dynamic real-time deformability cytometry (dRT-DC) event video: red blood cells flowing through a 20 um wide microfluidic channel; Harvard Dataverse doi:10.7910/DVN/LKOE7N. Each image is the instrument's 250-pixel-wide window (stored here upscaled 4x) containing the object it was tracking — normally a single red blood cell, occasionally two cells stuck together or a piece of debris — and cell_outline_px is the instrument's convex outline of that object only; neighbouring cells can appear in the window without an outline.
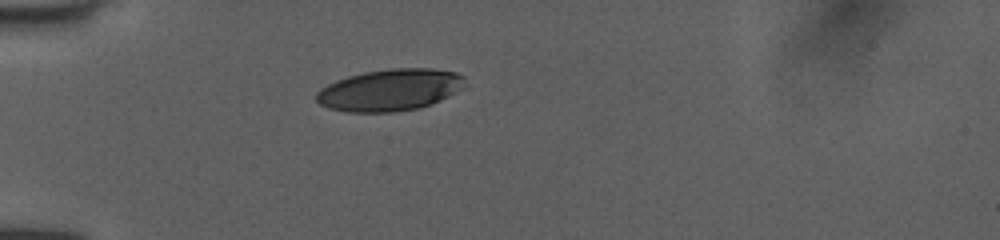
{"species": "human", "species_latin": "Homo sapiens", "temperature_condition": "room temperature", "stored_images_in_passage": 37, "camera_frame_rate_fps": 3000, "um_per_image_px": 0.085, "donor": {"sex": "female"}, "frame": {"image": 1, "passage_image": 1, "time_ms": 0.0, "image_size_px": [1000, 240], "cell_outline_px": [[464, 88], [432, 104], [420, 108], [392, 112], [348, 112], [328, 108], [320, 104], [316, 100], [316, 92], [320, 88], [336, 80], [348, 76], [364, 72], [392, 68], [432, 68], [456, 72], [464, 76]], "centroid_in_image_um": [33.15, 7.64], "position_along_channel_um": 51.9, "area_um2": 36.36}}
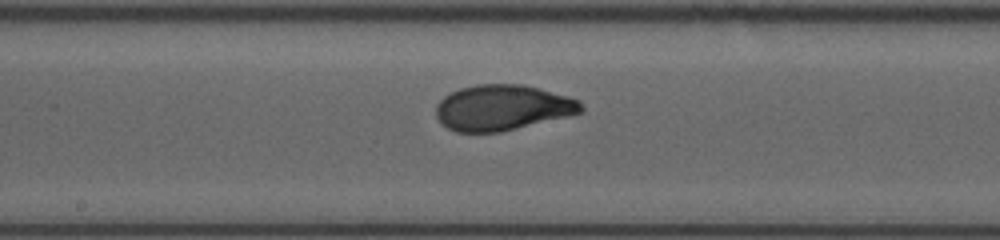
{"frame": {"image": 2, "passage_image": 14, "time_ms": 4.333, "image_size_px": [1000, 240], "cell_outline_px": [[584, 112], [568, 116], [500, 132], [456, 132], [448, 128], [436, 116], [436, 104], [444, 96], [460, 88], [476, 84], [520, 84], [540, 88], [568, 96], [580, 100], [584, 108]], "centroid_in_image_um": [42.73, 9.14], "position_along_channel_um": 205.5, "area_um2": 38.55}}
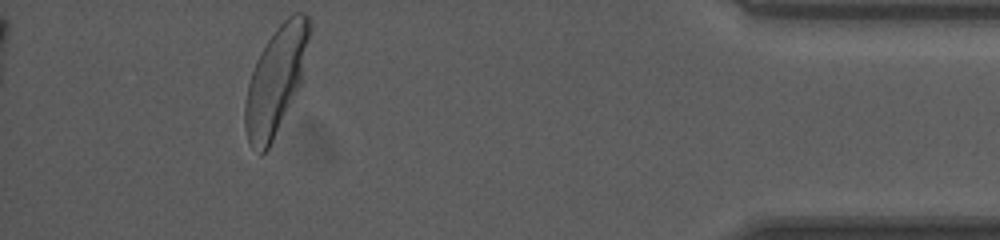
{"frame": {"image": 3, "passage_image": 33, "time_ms": 10.667, "image_size_px": [1000, 240], "cell_outline_px": [[312, 28], [300, 84], [268, 148], [260, 156], [248, 144], [244, 128], [244, 100], [248, 84], [256, 60], [260, 52], [276, 28], [292, 12], [304, 12], [308, 16]], "centroid_in_image_um": [23.43, 6.81], "position_along_channel_um": 411.8, "area_um2": 39.94}, "authors_computed_cell_mechanics": {"area_um2": 38.5526, "velocity_mm_per_s": 4.0221, "shape_relaxation_time_tau1_ms": 2.7466, "shape_relaxation_time_tau2_ms": null, "deformation_change_tau1": 0.1642, "deformation_change_tau2": null}}